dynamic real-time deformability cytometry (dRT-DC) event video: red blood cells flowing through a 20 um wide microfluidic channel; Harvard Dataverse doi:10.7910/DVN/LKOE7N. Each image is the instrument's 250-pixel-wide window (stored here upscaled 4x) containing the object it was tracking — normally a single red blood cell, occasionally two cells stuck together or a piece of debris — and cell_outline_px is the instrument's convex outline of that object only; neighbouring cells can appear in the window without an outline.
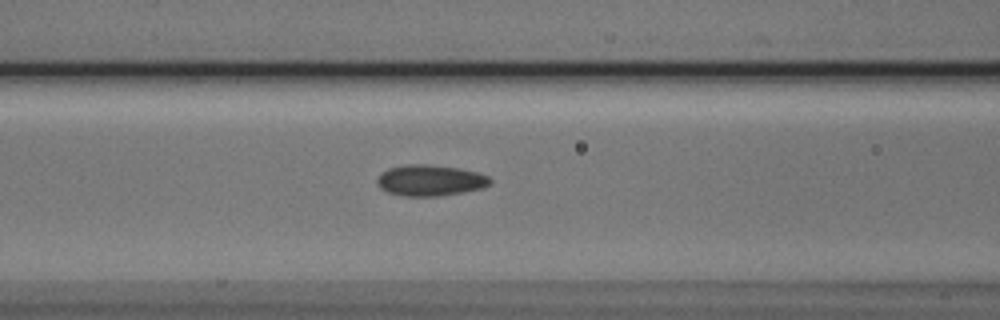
{"species": "Egyptian fruit bat (a non-hibernating species)", "species_latin": "Rousettus aegyptiacus", "temperature_condition": "cold", "stored_images_in_passage": 20, "camera_frame_rate_fps": 3000, "um_per_image_px": 0.085, "animal": {"sex": "male"}, "frame": {"image": 1, "passage_image": 15, "time_ms": 4.667, "image_size_px": [1000, 320], "cell_outline_px": [[492, 180], [484, 188], [464, 192], [436, 196], [404, 196], [388, 192], [380, 188], [376, 184], [376, 180], [380, 172], [388, 168], [408, 164], [428, 164], [460, 168], [476, 172], [488, 176]], "centroid_in_image_um": [36.53, 15.32], "position_along_channel_um": 130.1, "area_um2": 20.58}}